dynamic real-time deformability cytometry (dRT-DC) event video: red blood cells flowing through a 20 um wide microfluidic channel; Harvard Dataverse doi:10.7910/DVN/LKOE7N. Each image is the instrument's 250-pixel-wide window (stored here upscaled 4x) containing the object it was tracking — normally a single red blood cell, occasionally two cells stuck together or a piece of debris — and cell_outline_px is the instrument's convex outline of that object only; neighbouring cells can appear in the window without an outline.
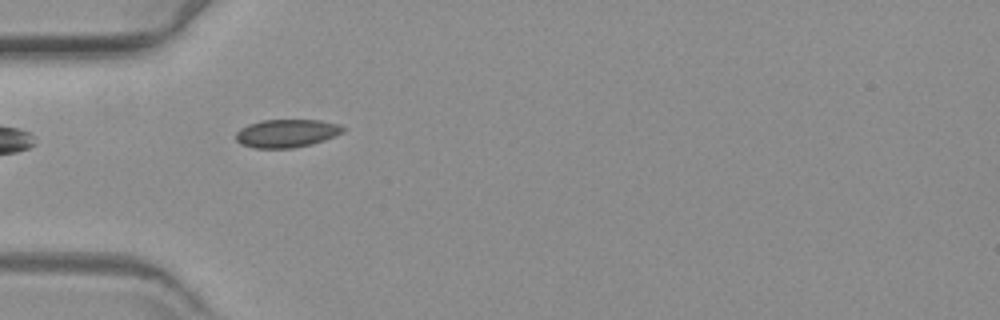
{"species": "common noctule bat (a hibernating species)", "species_latin": "Nyctalus noctula", "temperature_condition": "warm", "stored_images_in_passage": 42, "camera_frame_rate_fps": 3000, "um_per_image_px": 0.085, "animal": {"sex": "female", "body_mass_g": 19.3, "forearm_length_mm": 54.1}, "frame": {"image": 1, "passage_image": 1, "time_ms": 0.0, "image_size_px": [1000, 320], "cell_outline_px": [[344, 132], [324, 140], [312, 144], [292, 148], [256, 148], [240, 144], [236, 140], [236, 132], [240, 128], [248, 124], [260, 120], [320, 120], [340, 124], [344, 128]], "centroid_in_image_um": [24.35, 11.32], "position_along_channel_um": 60.6, "area_um2": 17.63}}
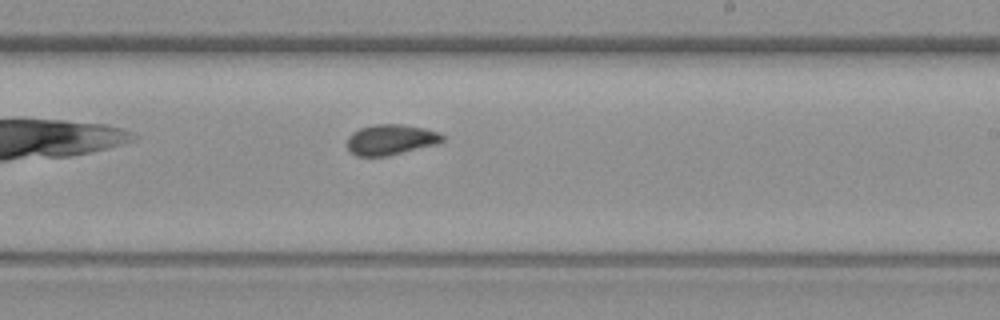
{"frame": {"image": 2, "passage_image": 18, "time_ms": 5.667, "image_size_px": [1000, 320], "cell_outline_px": [[444, 140], [436, 144], [388, 156], [356, 156], [348, 148], [348, 136], [352, 132], [360, 128], [376, 124], [404, 124], [424, 128], [440, 132], [444, 136]], "centroid_in_image_um": [33.23, 11.86], "position_along_channel_um": 255.8, "area_um2": 16.94}}
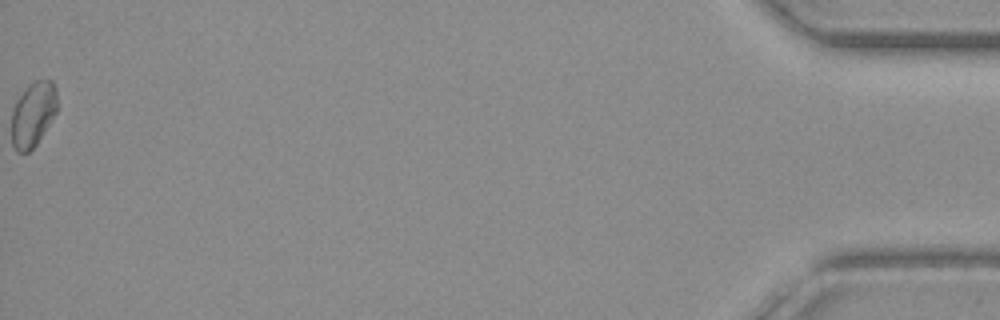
{"frame": {"image": 3, "passage_image": 42, "time_ms": 13.667, "image_size_px": [1000, 320], "cell_outline_px": [[56, 112], [36, 144], [28, 152], [16, 152], [12, 144], [12, 108], [16, 100], [28, 84], [36, 80], [52, 80], [56, 88]], "centroid_in_image_um": [2.79, 9.69], "position_along_channel_um": 432.4, "area_um2": 17.11}}